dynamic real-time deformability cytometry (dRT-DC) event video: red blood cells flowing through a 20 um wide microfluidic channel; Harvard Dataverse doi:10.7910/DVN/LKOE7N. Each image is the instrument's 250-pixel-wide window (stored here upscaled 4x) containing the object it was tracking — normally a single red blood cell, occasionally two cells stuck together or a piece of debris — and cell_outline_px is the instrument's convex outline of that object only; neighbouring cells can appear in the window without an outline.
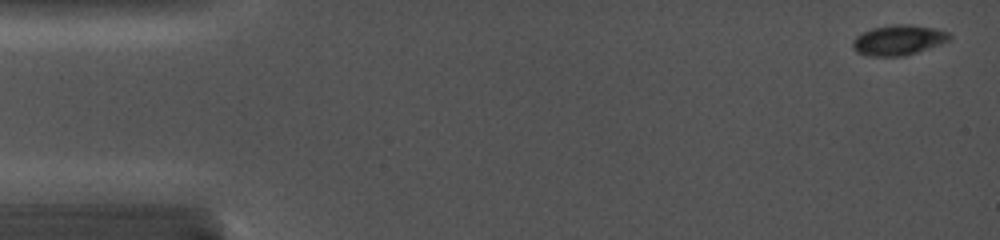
{"species": "common noctule bat (a hibernating species)", "species_latin": "Nyctalus noctula", "temperature_condition": "cold", "stored_images_in_passage": 28, "camera_frame_rate_fps": 5000, "um_per_image_px": 0.085, "animal": {"sex": "female", "body_mass_g": 19.0, "forearm_length_mm": 56.7}, "frame": {"image": 1, "passage_image": 1, "time_ms": 0.0, "image_size_px": [1000, 240], "cell_outline_px": [[952, 36], [948, 40], [940, 44], [904, 56], [868, 56], [856, 52], [852, 48], [852, 40], [856, 36], [872, 28], [896, 24], [908, 24], [936, 28], [948, 32]], "centroid_in_image_um": [76.34, 3.4], "position_along_channel_um": 8.7, "area_um2": 16.99}}
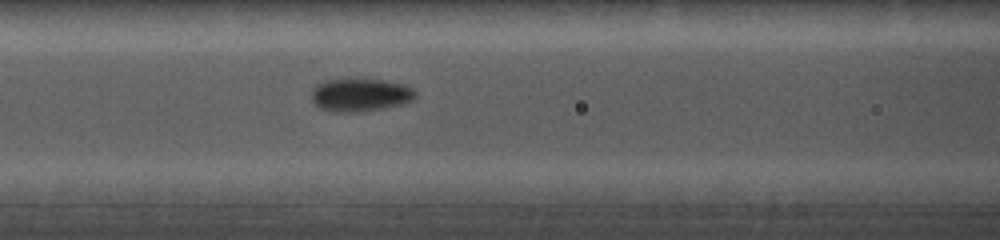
{"frame": {"image": 2, "passage_image": 12, "time_ms": 6.4, "image_size_px": [1000, 240], "cell_outline_px": [[416, 96], [412, 100], [400, 104], [364, 112], [336, 112], [316, 108], [312, 100], [312, 88], [316, 84], [324, 80], [384, 80], [404, 84], [412, 88], [416, 92]], "centroid_in_image_um": [30.58, 8.08], "position_along_channel_um": 136.0, "area_um2": 20.0}}
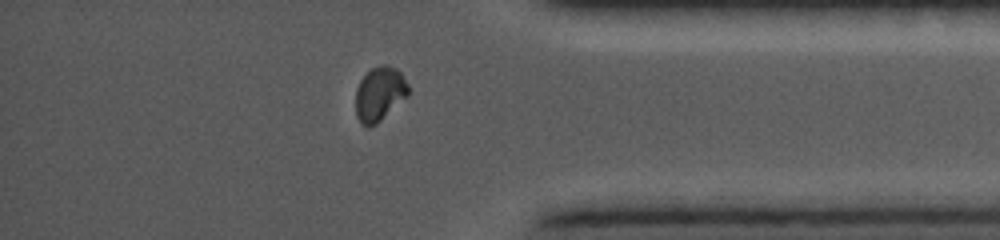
{"frame": {"image": 3, "passage_image": 24, "time_ms": 13.2, "image_size_px": [1000, 240], "cell_outline_px": [[412, 92], [408, 96], [376, 124], [368, 128], [360, 124], [356, 116], [356, 88], [360, 80], [372, 68], [380, 64], [388, 64], [396, 68], [400, 72], [408, 84]], "centroid_in_image_um": [32.28, 7.98], "position_along_channel_um": 402.9, "area_um2": 16.94}}